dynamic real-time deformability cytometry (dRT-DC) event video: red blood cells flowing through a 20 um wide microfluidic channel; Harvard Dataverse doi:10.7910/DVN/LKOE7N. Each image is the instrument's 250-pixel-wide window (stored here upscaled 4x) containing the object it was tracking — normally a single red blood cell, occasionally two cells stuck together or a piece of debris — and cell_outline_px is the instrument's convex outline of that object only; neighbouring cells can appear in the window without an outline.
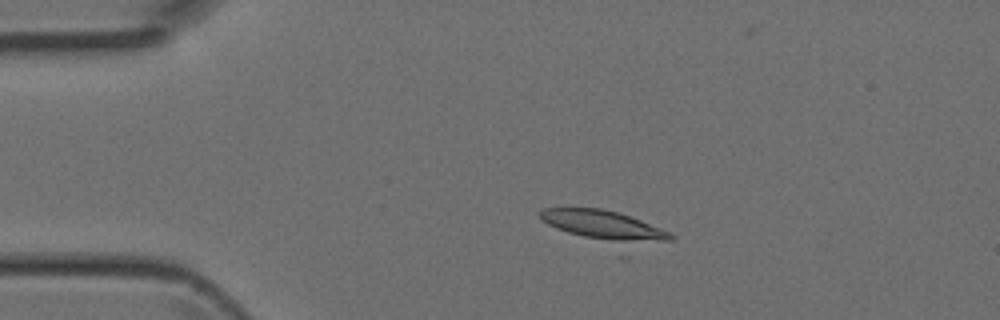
{"species": "Egyptian fruit bat (a non-hibernating species)", "species_latin": "Rousettus aegyptiacus", "temperature_condition": "room temperature", "stored_images_in_passage": 4, "camera_frame_rate_fps": 3000, "um_per_image_px": 0.085, "animal": {"sex": "female"}, "frame": {"image": 1, "passage_image": 3, "time_ms": 0.667, "image_size_px": [1000, 320], "cell_outline_px": [[676, 240], [616, 240], [584, 236], [568, 232], [556, 228], [540, 220], [536, 212], [544, 208], [600, 208], [616, 212], [640, 220], [668, 232], [676, 236]], "centroid_in_image_um": [51.16, 19.07], "position_along_channel_um": 33.8, "area_um2": 20.92}}